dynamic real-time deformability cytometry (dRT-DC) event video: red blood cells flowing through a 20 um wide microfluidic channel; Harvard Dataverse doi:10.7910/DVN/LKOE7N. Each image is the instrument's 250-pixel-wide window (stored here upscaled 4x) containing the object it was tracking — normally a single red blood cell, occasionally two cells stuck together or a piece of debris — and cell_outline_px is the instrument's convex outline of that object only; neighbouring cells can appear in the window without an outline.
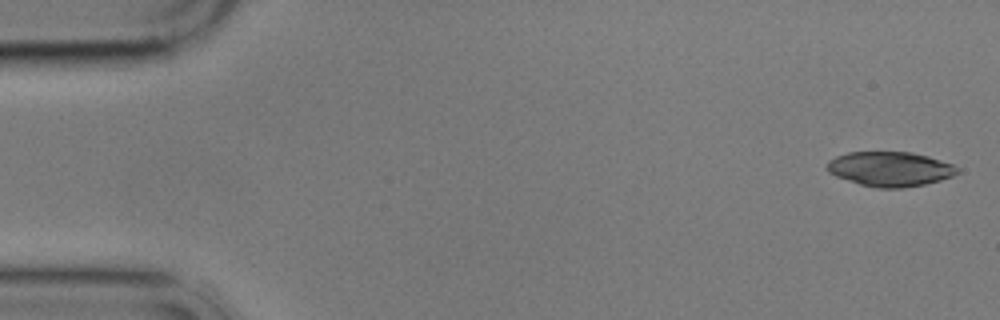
{"species": "common noctule bat (a hibernating species)", "species_latin": "Nyctalus noctula", "temperature_condition": "cold", "stored_images_in_passage": 4, "camera_frame_rate_fps": 3000, "um_per_image_px": 0.085, "animal": {"sex": "male", "body_mass_g": 17.9}, "frame": {"image": 1, "passage_image": 1, "time_ms": 0.0, "image_size_px": [1000, 320], "cell_outline_px": [[960, 172], [952, 176], [940, 180], [924, 184], [904, 188], [876, 188], [860, 184], [836, 176], [828, 172], [828, 160], [836, 156], [848, 152], [912, 152], [928, 156], [952, 164], [960, 168]], "centroid_in_image_um": [75.67, 14.36], "position_along_channel_um": 9.3, "area_um2": 26.3}}